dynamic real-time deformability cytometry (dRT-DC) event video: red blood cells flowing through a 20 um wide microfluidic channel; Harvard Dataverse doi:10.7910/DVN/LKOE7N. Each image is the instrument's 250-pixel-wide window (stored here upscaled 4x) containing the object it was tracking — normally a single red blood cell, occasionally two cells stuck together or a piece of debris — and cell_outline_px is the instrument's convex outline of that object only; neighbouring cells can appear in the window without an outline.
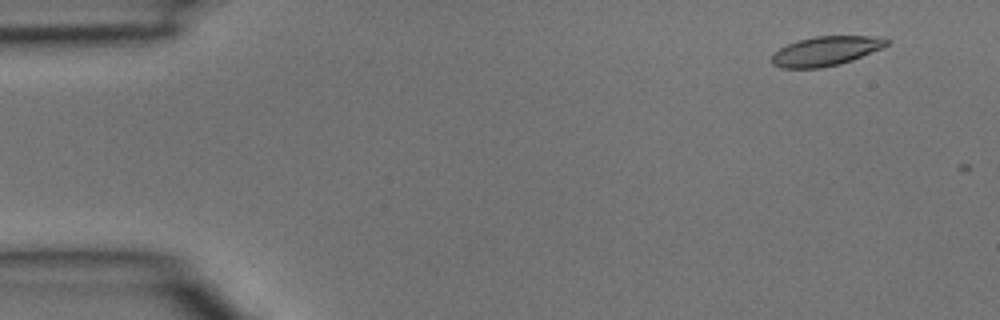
{"species": "common noctule bat (a hibernating species)", "species_latin": "Nyctalus noctula", "temperature_condition": "room temperature", "stored_images_in_passage": 4, "camera_frame_rate_fps": 3000, "um_per_image_px": 0.085, "animal": {"sex": "male", "body_mass_g": 15.6}, "frame": {"image": 1, "passage_image": 2, "time_ms": 0.333, "image_size_px": [1000, 320], "cell_outline_px": [[892, 40], [884, 48], [852, 60], [840, 64], [820, 68], [780, 68], [772, 64], [772, 52], [788, 44], [800, 40], [816, 36], [884, 36]], "centroid_in_image_um": [70.25, 4.33], "position_along_channel_um": 14.8, "area_um2": 19.94}}